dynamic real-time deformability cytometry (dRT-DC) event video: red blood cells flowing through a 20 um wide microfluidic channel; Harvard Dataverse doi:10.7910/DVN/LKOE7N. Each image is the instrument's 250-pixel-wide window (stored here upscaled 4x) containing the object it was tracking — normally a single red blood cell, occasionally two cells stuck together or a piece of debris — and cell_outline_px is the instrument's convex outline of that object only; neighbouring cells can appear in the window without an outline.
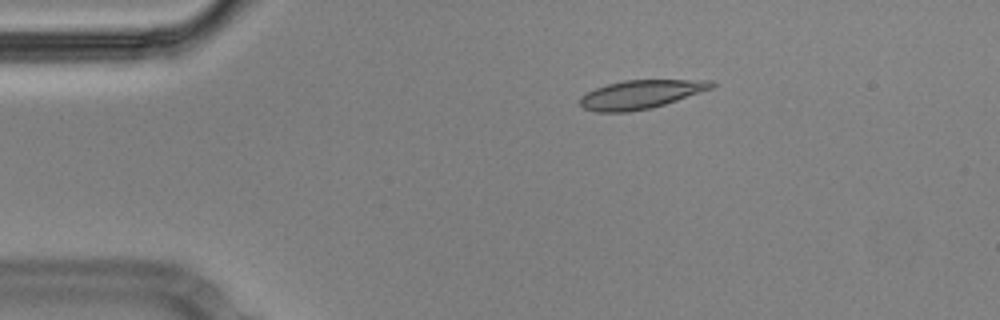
{"species": "Egyptian fruit bat (a non-hibernating species)", "species_latin": "Rousettus aegyptiacus", "temperature_condition": "cold", "stored_images_in_passage": 47, "camera_frame_rate_fps": 3000, "um_per_image_px": 0.085, "animal": {"sex": "male"}, "frame": {"image": 1, "passage_image": 1, "time_ms": 0.0, "image_size_px": [1000, 320], "cell_outline_px": [[716, 84], [712, 88], [652, 108], [628, 112], [596, 112], [584, 108], [580, 104], [580, 96], [596, 88], [608, 84], [624, 80], [712, 80]], "centroid_in_image_um": [54.44, 8.02], "position_along_channel_um": 30.6, "area_um2": 21.73}}
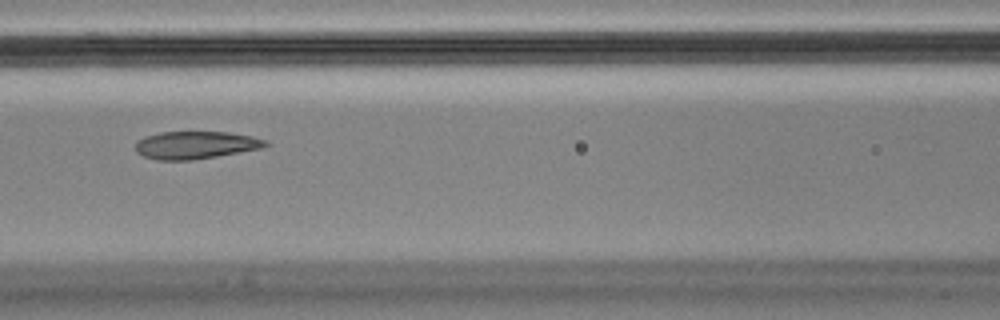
{"frame": {"image": 2, "passage_image": 15, "time_ms": 4.667, "image_size_px": [1000, 320], "cell_outline_px": [[272, 144], [264, 148], [192, 160], [156, 160], [144, 156], [136, 152], [136, 140], [144, 136], [160, 132], [228, 132], [252, 136], [268, 140]], "centroid_in_image_um": [16.66, 12.32], "position_along_channel_um": 149.9, "area_um2": 21.15}}
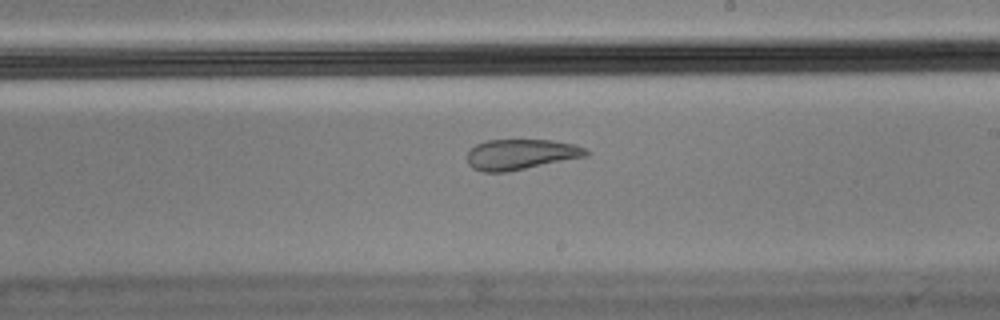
{"frame": {"image": 3, "passage_image": 23, "time_ms": 7.333, "image_size_px": [1000, 320], "cell_outline_px": [[592, 152], [588, 156], [508, 172], [484, 172], [472, 168], [468, 164], [468, 148], [476, 144], [488, 140], [552, 140], [576, 144]], "centroid_in_image_um": [44.29, 13.12], "position_along_channel_um": 244.7, "area_um2": 21.39}, "authors_computed_cell_mechanics": {"area_um2": 22.8888, "velocity_mm_per_s": 3.562, "shape_relaxation_time_tau1_ms": null, "shape_relaxation_time_tau2_ms": 1.8025, "deformation_change_tau1": null, "deformation_change_tau2": 0.0688}}